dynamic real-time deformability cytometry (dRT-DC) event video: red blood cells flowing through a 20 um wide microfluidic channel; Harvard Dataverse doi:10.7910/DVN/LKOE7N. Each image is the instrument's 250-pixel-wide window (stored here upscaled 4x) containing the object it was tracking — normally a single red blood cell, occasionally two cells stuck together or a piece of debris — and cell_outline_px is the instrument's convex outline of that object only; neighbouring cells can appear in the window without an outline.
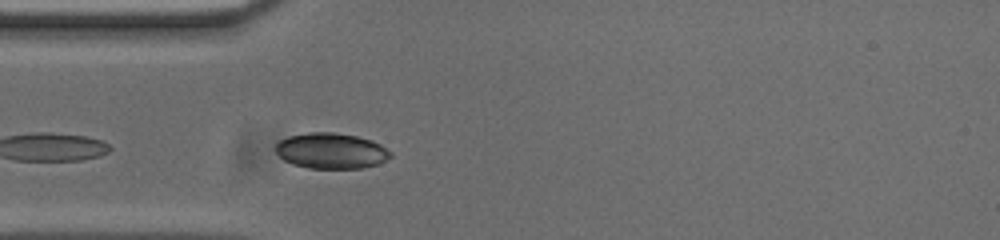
{"species": "common noctule bat (a hibernating species)", "species_latin": "Nyctalus noctula", "temperature_condition": "cold", "stored_images_in_passage": 9, "camera_frame_rate_fps": 3000, "um_per_image_px": 0.085, "animal": {"sex": "male", "body_mass_g": 20.0, "forearm_length_mm": 53.3}, "frame": {"image": 1, "passage_image": 2, "time_ms": 0.333, "image_size_px": [1000, 240], "cell_outline_px": [[392, 156], [376, 164], [364, 168], [308, 168], [292, 164], [284, 160], [276, 152], [276, 144], [280, 140], [288, 136], [308, 132], [332, 132], [356, 136], [372, 140], [380, 144], [392, 152]], "centroid_in_image_um": [28.14, 12.81], "position_along_channel_um": 56.9, "area_um2": 23.87}}